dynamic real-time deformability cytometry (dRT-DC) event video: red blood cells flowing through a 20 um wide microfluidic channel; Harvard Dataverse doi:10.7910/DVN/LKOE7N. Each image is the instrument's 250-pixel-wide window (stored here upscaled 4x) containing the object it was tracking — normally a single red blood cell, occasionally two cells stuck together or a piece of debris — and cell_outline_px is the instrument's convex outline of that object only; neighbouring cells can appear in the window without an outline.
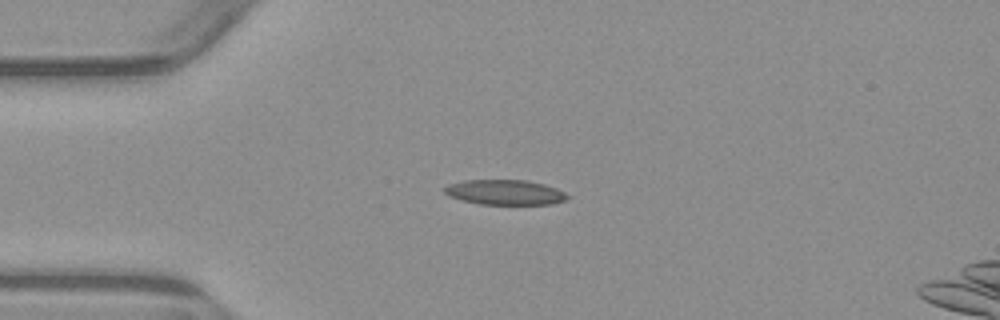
{"species": "common noctule bat (a hibernating species)", "species_latin": "Nyctalus noctula", "temperature_condition": "warm", "stored_images_in_passage": 4, "camera_frame_rate_fps": 3000, "um_per_image_px": 0.085, "animal": {"sex": "male", "body_mass_g": 23.1, "forearm_length_mm": 52.7}, "frame": {"image": 1, "passage_image": 2, "time_ms": 1.333, "image_size_px": [1000, 320], "cell_outline_px": [[568, 196], [564, 200], [552, 204], [480, 204], [448, 196], [444, 192], [444, 188], [448, 184], [464, 180], [528, 180], [544, 184], [556, 188], [564, 192]], "centroid_in_image_um": [42.9, 16.33], "position_along_channel_um": 42.1, "area_um2": 17.8}}
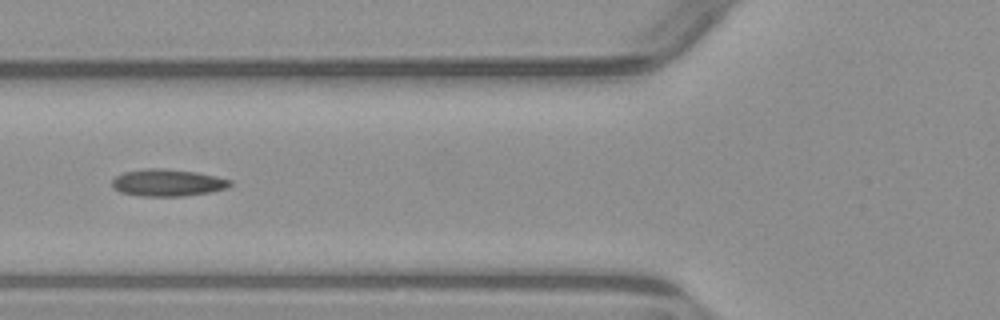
{"frame": {"image": 2, "passage_image": 4, "time_ms": 3.667, "image_size_px": [1000, 320], "cell_outline_px": [[232, 184], [228, 188], [208, 192], [184, 196], [140, 196], [120, 192], [112, 188], [112, 180], [116, 176], [124, 172], [148, 168], [164, 168], [196, 172], [216, 176], [232, 180]], "centroid_in_image_um": [14.24, 15.53], "position_along_channel_um": 111.6, "area_um2": 18.67}}